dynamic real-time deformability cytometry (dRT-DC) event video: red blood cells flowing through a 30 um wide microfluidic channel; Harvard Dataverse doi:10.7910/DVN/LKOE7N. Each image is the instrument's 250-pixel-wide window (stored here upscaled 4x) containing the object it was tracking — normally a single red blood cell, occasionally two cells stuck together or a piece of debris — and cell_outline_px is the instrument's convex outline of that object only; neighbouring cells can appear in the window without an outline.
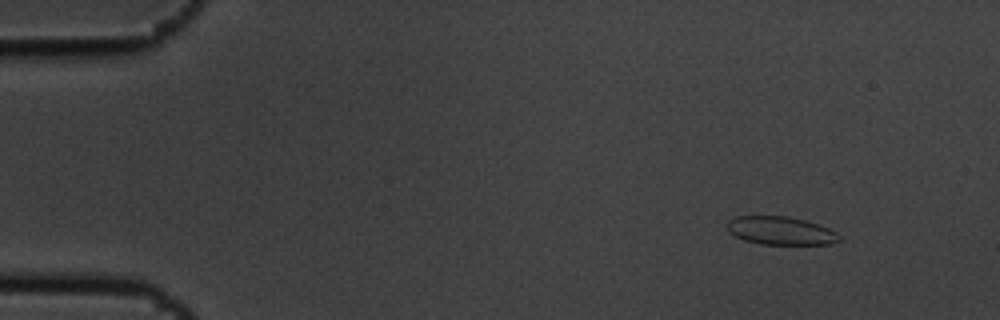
{"species": "common noctule bat (a hibernating species)", "species_latin": "Nyctalus noctula", "temperature_condition": "cold", "stored_images_in_passage": 6, "camera_frame_rate_fps": 3000, "um_per_image_px": 0.085, "animal": {"sex": "male", "body_mass_g": 19.5, "forearm_length_mm": 54.6}, "frame": {"image": 1, "passage_image": 2, "time_ms": 0.333, "image_size_px": [1000, 320], "cell_outline_px": [[844, 240], [832, 244], [760, 244], [744, 240], [728, 232], [724, 224], [728, 220], [736, 216], [788, 216], [804, 220], [828, 228], [836, 232]], "centroid_in_image_um": [66.33, 19.61], "position_along_channel_um": 18.7, "area_um2": 18.61}}